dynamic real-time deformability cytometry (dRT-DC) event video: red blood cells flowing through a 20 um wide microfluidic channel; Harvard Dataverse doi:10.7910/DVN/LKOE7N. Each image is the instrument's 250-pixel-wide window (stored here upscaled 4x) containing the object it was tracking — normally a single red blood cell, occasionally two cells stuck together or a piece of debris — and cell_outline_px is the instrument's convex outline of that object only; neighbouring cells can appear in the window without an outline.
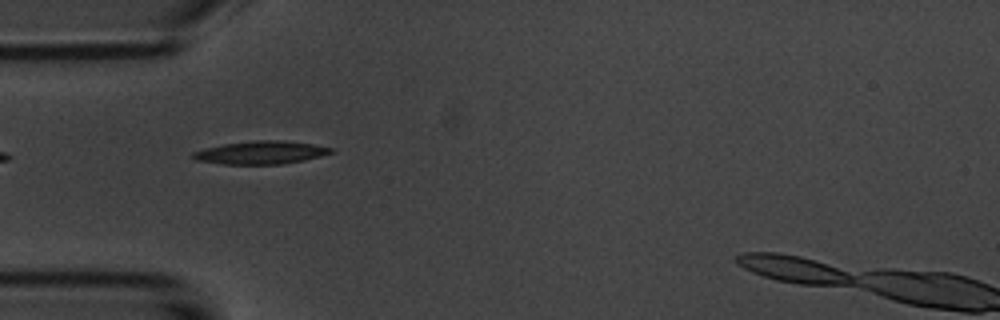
{"species": "common noctule bat (a hibernating species)", "species_latin": "Nyctalus noctula", "temperature_condition": "room temperature", "stored_images_in_passage": 37, "camera_frame_rate_fps": 3000, "um_per_image_px": 0.085, "animal": {"sex": "male", "body_mass_g": 20.1, "forearm_length_mm": 53.5}, "frame": {"image": 1, "passage_image": 1, "time_ms": 0.0, "image_size_px": [1000, 320], "cell_outline_px": [[336, 148], [332, 152], [320, 156], [304, 160], [280, 164], [224, 164], [196, 160], [192, 156], [192, 152], [224, 144], [256, 140], [284, 140], [312, 144]], "centroid_in_image_um": [22.21, 12.96], "position_along_channel_um": 62.8, "area_um2": 18.32}}
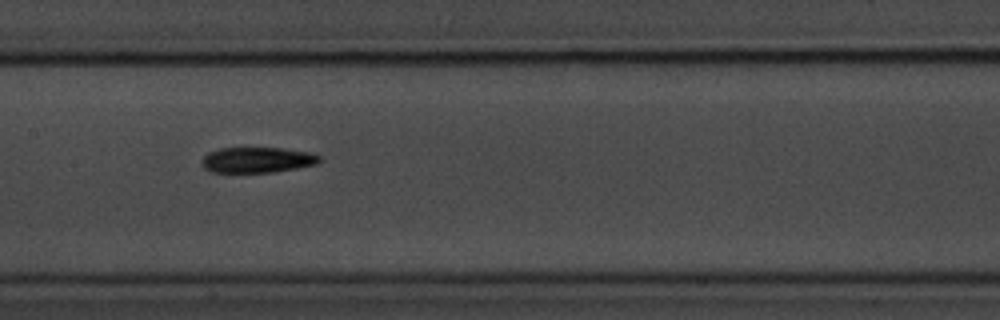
{"frame": {"image": 2, "passage_image": 11, "time_ms": 3.333, "image_size_px": [1000, 320], "cell_outline_px": [[320, 160], [316, 164], [276, 172], [212, 172], [204, 168], [200, 164], [200, 160], [208, 152], [220, 148], [280, 148], [308, 152], [320, 156]], "centroid_in_image_um": [21.81, 13.59], "position_along_channel_um": 185.6, "area_um2": 17.51}}